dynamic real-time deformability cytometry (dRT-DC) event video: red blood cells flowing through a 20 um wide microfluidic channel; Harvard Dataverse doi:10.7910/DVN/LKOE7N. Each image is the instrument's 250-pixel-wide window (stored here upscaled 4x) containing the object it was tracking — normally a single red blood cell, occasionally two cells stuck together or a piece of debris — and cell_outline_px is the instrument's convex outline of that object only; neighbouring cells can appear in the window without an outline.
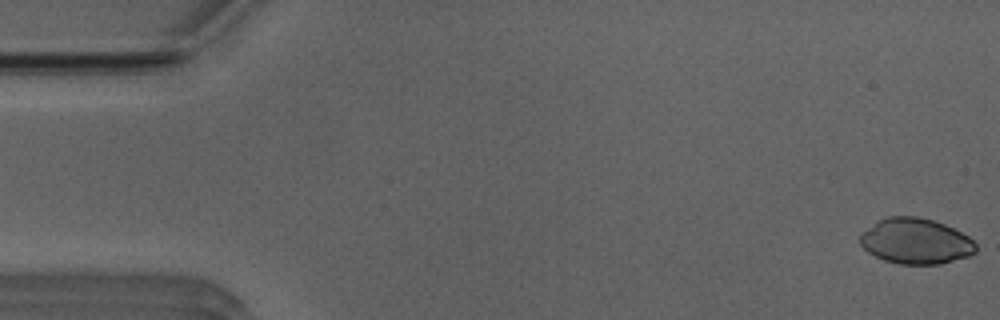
{"species": "Egyptian fruit bat (a non-hibernating species)", "species_latin": "Rousettus aegyptiacus", "temperature_condition": "room temperature", "stored_images_in_passage": 52, "camera_frame_rate_fps": 3000, "um_per_image_px": 0.085, "animal": {"sex": "male"}, "frame": {"image": 1, "passage_image": 1, "time_ms": 0.0, "image_size_px": [1000, 320], "cell_outline_px": [[976, 252], [968, 256], [940, 264], [900, 264], [884, 260], [868, 252], [860, 244], [860, 236], [868, 228], [880, 220], [888, 216], [916, 216], [932, 220], [944, 224], [968, 236], [976, 244]], "centroid_in_image_um": [77.85, 20.5], "position_along_channel_um": 7.2, "area_um2": 30.46}}
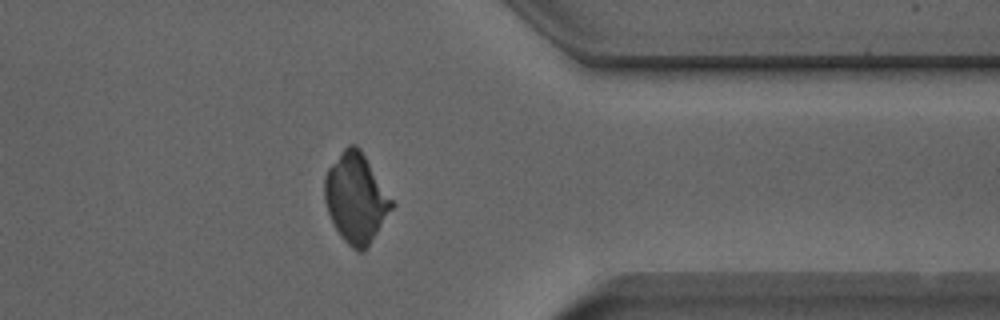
{"frame": {"image": 2, "passage_image": 41, "time_ms": 13.333, "image_size_px": [1000, 320], "cell_outline_px": [[396, 204], [364, 252], [356, 252], [344, 240], [336, 228], [328, 212], [324, 200], [324, 176], [328, 168], [344, 148], [348, 144], [356, 144], [360, 148]], "centroid_in_image_um": [30.26, 16.83], "position_along_channel_um": 381.1, "area_um2": 35.03}}
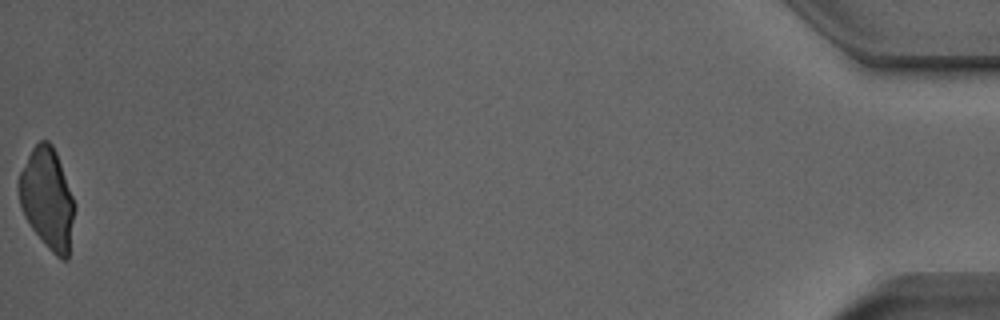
{"frame": {"image": 3, "passage_image": 52, "time_ms": 17.0, "image_size_px": [1000, 320], "cell_outline_px": [[76, 208], [68, 260], [60, 260], [48, 248], [32, 228], [24, 216], [20, 204], [20, 172], [32, 148], [40, 140], [48, 140], [52, 144], [56, 152], [76, 204]], "centroid_in_image_um": [4.07, 16.91], "position_along_channel_um": 431.1, "area_um2": 32.6}}